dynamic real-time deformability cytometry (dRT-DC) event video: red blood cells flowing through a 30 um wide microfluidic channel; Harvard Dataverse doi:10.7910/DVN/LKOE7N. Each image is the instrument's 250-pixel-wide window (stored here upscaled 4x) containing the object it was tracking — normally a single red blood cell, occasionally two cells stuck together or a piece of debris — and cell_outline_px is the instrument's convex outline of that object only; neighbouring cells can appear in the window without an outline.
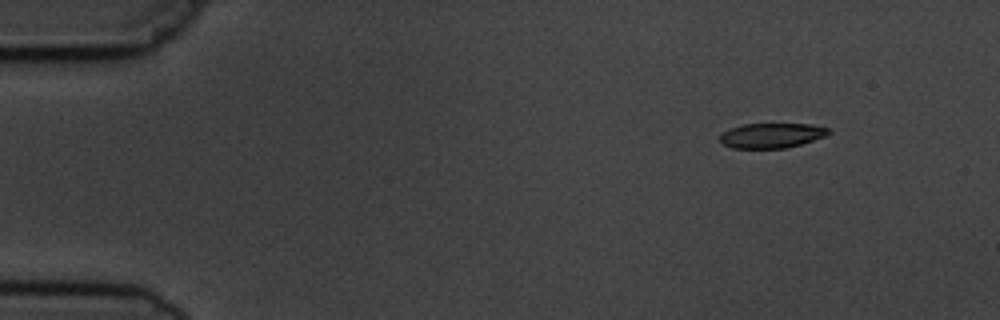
{"species": "common noctule bat (a hibernating species)", "species_latin": "Nyctalus noctula", "temperature_condition": "cold", "stored_images_in_passage": 4, "camera_frame_rate_fps": 3000, "um_per_image_px": 0.085, "animal": {"sex": "male", "body_mass_g": 19.5, "forearm_length_mm": 54.6}, "frame": {"image": 1, "passage_image": 1, "time_ms": 0.0, "image_size_px": [1000, 320], "cell_outline_px": [[832, 132], [824, 136], [800, 144], [784, 148], [732, 148], [724, 144], [720, 140], [720, 136], [728, 128], [744, 124], [812, 124], [828, 128]], "centroid_in_image_um": [65.58, 11.51], "position_along_channel_um": 19.4, "area_um2": 15.61}}
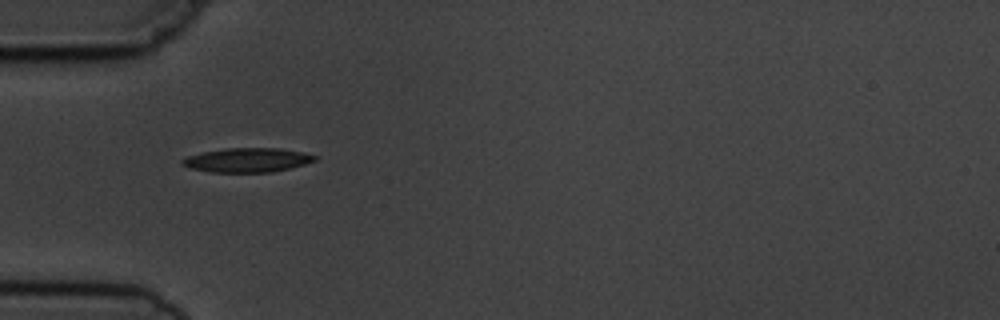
{"frame": {"image": 2, "passage_image": 4, "time_ms": 3.667, "image_size_px": [1000, 320], "cell_outline_px": [[320, 156], [316, 160], [304, 164], [272, 172], [212, 172], [192, 168], [180, 164], [180, 160], [188, 156], [204, 152], [224, 148], [280, 148], [304, 152]], "centroid_in_image_um": [21.05, 13.59], "position_along_channel_um": 63.9, "area_um2": 18.67}}